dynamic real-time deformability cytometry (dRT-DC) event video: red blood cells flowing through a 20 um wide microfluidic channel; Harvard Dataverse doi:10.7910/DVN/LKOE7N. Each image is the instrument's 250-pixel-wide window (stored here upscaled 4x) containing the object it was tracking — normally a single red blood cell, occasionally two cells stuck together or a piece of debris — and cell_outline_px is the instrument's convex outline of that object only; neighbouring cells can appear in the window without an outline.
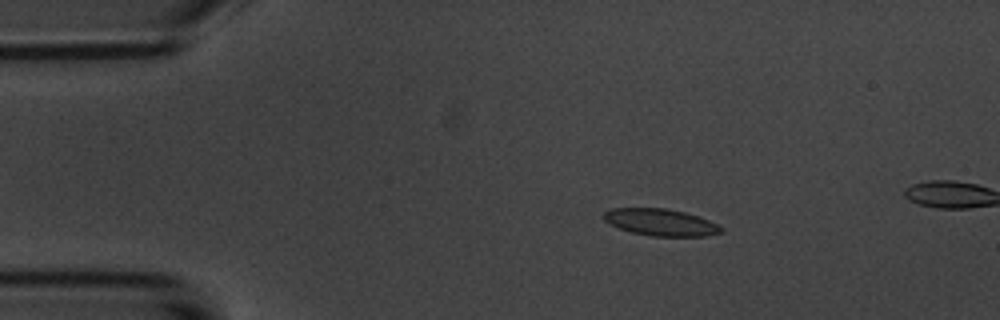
{"species": "common noctule bat (a hibernating species)", "species_latin": "Nyctalus noctula", "temperature_condition": "room temperature", "stored_images_in_passage": 4, "camera_frame_rate_fps": 3000, "um_per_image_px": 0.085, "animal": {"sex": "male", "body_mass_g": 20.1, "forearm_length_mm": 53.5}, "frame": {"image": 1, "passage_image": 2, "time_ms": 1.333, "image_size_px": [1000, 320], "cell_outline_px": [[724, 232], [708, 236], [652, 236], [632, 232], [608, 224], [600, 216], [604, 212], [612, 208], [668, 208], [684, 212], [708, 220], [724, 228]], "centroid_in_image_um": [56.13, 18.89], "position_along_channel_um": 28.9, "area_um2": 18.5}}